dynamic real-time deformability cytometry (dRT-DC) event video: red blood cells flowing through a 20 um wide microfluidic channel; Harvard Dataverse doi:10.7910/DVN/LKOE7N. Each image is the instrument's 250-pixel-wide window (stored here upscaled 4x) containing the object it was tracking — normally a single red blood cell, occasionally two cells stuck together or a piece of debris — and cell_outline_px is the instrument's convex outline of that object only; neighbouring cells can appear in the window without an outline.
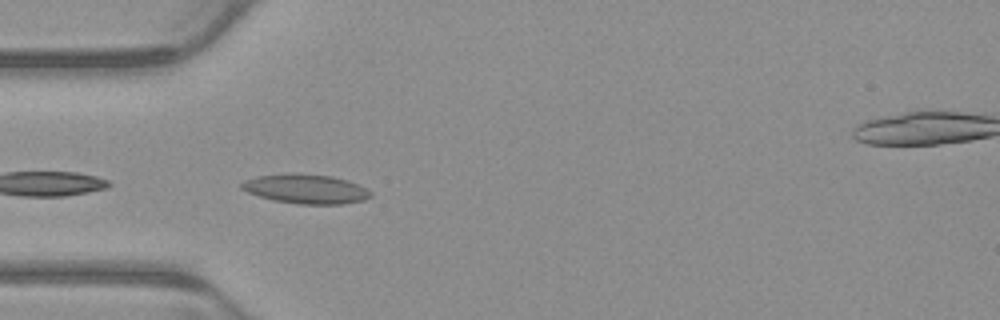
{"species": "common noctule bat (a hibernating species)", "species_latin": "Nyctalus noctula", "temperature_condition": "warm", "stored_images_in_passage": 5, "camera_frame_rate_fps": 3000, "um_per_image_px": 0.085, "animal": {"sex": "male", "body_mass_g": 23.1, "forearm_length_mm": 52.7}, "frame": {"image": 1, "passage_image": 4, "time_ms": 1.0, "image_size_px": [1000, 320], "cell_outline_px": [[372, 196], [364, 200], [344, 204], [300, 204], [272, 200], [248, 192], [240, 188], [240, 184], [244, 180], [256, 176], [292, 172], [332, 176], [348, 180], [372, 192]], "centroid_in_image_um": [25.98, 16.05], "position_along_channel_um": 59.0, "area_um2": 22.25}}